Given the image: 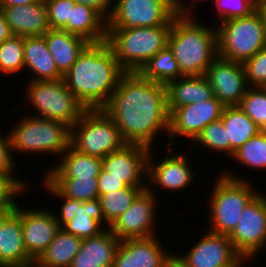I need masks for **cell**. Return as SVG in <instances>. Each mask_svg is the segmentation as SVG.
I'll return each mask as SVG.
<instances>
[{
	"label": "cell",
	"instance_id": "obj_11",
	"mask_svg": "<svg viewBox=\"0 0 266 267\" xmlns=\"http://www.w3.org/2000/svg\"><path fill=\"white\" fill-rule=\"evenodd\" d=\"M167 147L166 152L168 151V154L162 156V160L154 158L155 150L152 149H150L147 159V189L157 196L158 187L164 189L165 193L167 191L173 195L188 189L190 185L196 183L195 180L198 178L196 177L197 173L194 172L196 169L194 170L193 164H191L193 163L191 159H194L186 155L187 153H176L178 146Z\"/></svg>",
	"mask_w": 266,
	"mask_h": 267
},
{
	"label": "cell",
	"instance_id": "obj_29",
	"mask_svg": "<svg viewBox=\"0 0 266 267\" xmlns=\"http://www.w3.org/2000/svg\"><path fill=\"white\" fill-rule=\"evenodd\" d=\"M221 120L227 140L230 141V158L245 142L261 131L239 106H226Z\"/></svg>",
	"mask_w": 266,
	"mask_h": 267
},
{
	"label": "cell",
	"instance_id": "obj_32",
	"mask_svg": "<svg viewBox=\"0 0 266 267\" xmlns=\"http://www.w3.org/2000/svg\"><path fill=\"white\" fill-rule=\"evenodd\" d=\"M147 187H129L119 189L99 196L105 221L111 225L116 218L123 214L135 198Z\"/></svg>",
	"mask_w": 266,
	"mask_h": 267
},
{
	"label": "cell",
	"instance_id": "obj_40",
	"mask_svg": "<svg viewBox=\"0 0 266 267\" xmlns=\"http://www.w3.org/2000/svg\"><path fill=\"white\" fill-rule=\"evenodd\" d=\"M15 158L16 157H13L9 134L3 135V133L0 132V173L10 174L28 192L31 183H27V177L25 179H20L19 176L17 177V174H15L18 169Z\"/></svg>",
	"mask_w": 266,
	"mask_h": 267
},
{
	"label": "cell",
	"instance_id": "obj_17",
	"mask_svg": "<svg viewBox=\"0 0 266 267\" xmlns=\"http://www.w3.org/2000/svg\"><path fill=\"white\" fill-rule=\"evenodd\" d=\"M15 208L21 213L23 241L27 255L36 261L54 240L61 227L53 208L37 209L29 206L24 208L19 202Z\"/></svg>",
	"mask_w": 266,
	"mask_h": 267
},
{
	"label": "cell",
	"instance_id": "obj_18",
	"mask_svg": "<svg viewBox=\"0 0 266 267\" xmlns=\"http://www.w3.org/2000/svg\"><path fill=\"white\" fill-rule=\"evenodd\" d=\"M213 95L226 106H239L250 86L243 64L217 56L206 73Z\"/></svg>",
	"mask_w": 266,
	"mask_h": 267
},
{
	"label": "cell",
	"instance_id": "obj_16",
	"mask_svg": "<svg viewBox=\"0 0 266 267\" xmlns=\"http://www.w3.org/2000/svg\"><path fill=\"white\" fill-rule=\"evenodd\" d=\"M157 197L148 189L143 190L130 207L109 226V230L119 240L158 236L155 231L159 216L156 214L159 208Z\"/></svg>",
	"mask_w": 266,
	"mask_h": 267
},
{
	"label": "cell",
	"instance_id": "obj_46",
	"mask_svg": "<svg viewBox=\"0 0 266 267\" xmlns=\"http://www.w3.org/2000/svg\"><path fill=\"white\" fill-rule=\"evenodd\" d=\"M9 25L7 24L2 10L0 9V44L6 39H9L13 36Z\"/></svg>",
	"mask_w": 266,
	"mask_h": 267
},
{
	"label": "cell",
	"instance_id": "obj_39",
	"mask_svg": "<svg viewBox=\"0 0 266 267\" xmlns=\"http://www.w3.org/2000/svg\"><path fill=\"white\" fill-rule=\"evenodd\" d=\"M245 77L250 87H266V47L243 63Z\"/></svg>",
	"mask_w": 266,
	"mask_h": 267
},
{
	"label": "cell",
	"instance_id": "obj_35",
	"mask_svg": "<svg viewBox=\"0 0 266 267\" xmlns=\"http://www.w3.org/2000/svg\"><path fill=\"white\" fill-rule=\"evenodd\" d=\"M20 71H25L24 37L13 35L0 44V73L15 76Z\"/></svg>",
	"mask_w": 266,
	"mask_h": 267
},
{
	"label": "cell",
	"instance_id": "obj_13",
	"mask_svg": "<svg viewBox=\"0 0 266 267\" xmlns=\"http://www.w3.org/2000/svg\"><path fill=\"white\" fill-rule=\"evenodd\" d=\"M174 16L172 0H114L107 28L159 27Z\"/></svg>",
	"mask_w": 266,
	"mask_h": 267
},
{
	"label": "cell",
	"instance_id": "obj_37",
	"mask_svg": "<svg viewBox=\"0 0 266 267\" xmlns=\"http://www.w3.org/2000/svg\"><path fill=\"white\" fill-rule=\"evenodd\" d=\"M239 107L258 126L266 130V89L250 87L241 100Z\"/></svg>",
	"mask_w": 266,
	"mask_h": 267
},
{
	"label": "cell",
	"instance_id": "obj_1",
	"mask_svg": "<svg viewBox=\"0 0 266 267\" xmlns=\"http://www.w3.org/2000/svg\"><path fill=\"white\" fill-rule=\"evenodd\" d=\"M102 110L115 122L125 143L153 149L159 133L168 135L166 86L139 73L126 72Z\"/></svg>",
	"mask_w": 266,
	"mask_h": 267
},
{
	"label": "cell",
	"instance_id": "obj_6",
	"mask_svg": "<svg viewBox=\"0 0 266 267\" xmlns=\"http://www.w3.org/2000/svg\"><path fill=\"white\" fill-rule=\"evenodd\" d=\"M19 118L8 132L13 156L17 152L20 155L36 154L35 157L37 154L53 157L56 155L57 159H54L58 161V158L71 146V127L64 122L25 113Z\"/></svg>",
	"mask_w": 266,
	"mask_h": 267
},
{
	"label": "cell",
	"instance_id": "obj_20",
	"mask_svg": "<svg viewBox=\"0 0 266 267\" xmlns=\"http://www.w3.org/2000/svg\"><path fill=\"white\" fill-rule=\"evenodd\" d=\"M161 241L160 236L121 240L112 267H164L173 251Z\"/></svg>",
	"mask_w": 266,
	"mask_h": 267
},
{
	"label": "cell",
	"instance_id": "obj_30",
	"mask_svg": "<svg viewBox=\"0 0 266 267\" xmlns=\"http://www.w3.org/2000/svg\"><path fill=\"white\" fill-rule=\"evenodd\" d=\"M81 243L82 239L60 228L54 240L35 262L41 267H70Z\"/></svg>",
	"mask_w": 266,
	"mask_h": 267
},
{
	"label": "cell",
	"instance_id": "obj_22",
	"mask_svg": "<svg viewBox=\"0 0 266 267\" xmlns=\"http://www.w3.org/2000/svg\"><path fill=\"white\" fill-rule=\"evenodd\" d=\"M119 240L109 228L97 236L83 239L70 267H112Z\"/></svg>",
	"mask_w": 266,
	"mask_h": 267
},
{
	"label": "cell",
	"instance_id": "obj_51",
	"mask_svg": "<svg viewBox=\"0 0 266 267\" xmlns=\"http://www.w3.org/2000/svg\"><path fill=\"white\" fill-rule=\"evenodd\" d=\"M20 267H41L39 266L35 261L30 263V264H27V265H23V266H20Z\"/></svg>",
	"mask_w": 266,
	"mask_h": 267
},
{
	"label": "cell",
	"instance_id": "obj_25",
	"mask_svg": "<svg viewBox=\"0 0 266 267\" xmlns=\"http://www.w3.org/2000/svg\"><path fill=\"white\" fill-rule=\"evenodd\" d=\"M62 30L78 35L89 43H101L107 38V19L92 6L75 3Z\"/></svg>",
	"mask_w": 266,
	"mask_h": 267
},
{
	"label": "cell",
	"instance_id": "obj_9",
	"mask_svg": "<svg viewBox=\"0 0 266 267\" xmlns=\"http://www.w3.org/2000/svg\"><path fill=\"white\" fill-rule=\"evenodd\" d=\"M123 141L115 122L102 110H87L71 127V146L79 153L103 159Z\"/></svg>",
	"mask_w": 266,
	"mask_h": 267
},
{
	"label": "cell",
	"instance_id": "obj_3",
	"mask_svg": "<svg viewBox=\"0 0 266 267\" xmlns=\"http://www.w3.org/2000/svg\"><path fill=\"white\" fill-rule=\"evenodd\" d=\"M197 16H174L168 46L182 76L205 75L218 56L217 27L197 20ZM209 26V27H208Z\"/></svg>",
	"mask_w": 266,
	"mask_h": 267
},
{
	"label": "cell",
	"instance_id": "obj_38",
	"mask_svg": "<svg viewBox=\"0 0 266 267\" xmlns=\"http://www.w3.org/2000/svg\"><path fill=\"white\" fill-rule=\"evenodd\" d=\"M259 0H214L211 1L214 7L217 9L215 12L218 20L217 22H223L233 18L249 16L256 10V6Z\"/></svg>",
	"mask_w": 266,
	"mask_h": 267
},
{
	"label": "cell",
	"instance_id": "obj_28",
	"mask_svg": "<svg viewBox=\"0 0 266 267\" xmlns=\"http://www.w3.org/2000/svg\"><path fill=\"white\" fill-rule=\"evenodd\" d=\"M44 38L58 70L65 75L89 44L84 38L61 29H49Z\"/></svg>",
	"mask_w": 266,
	"mask_h": 267
},
{
	"label": "cell",
	"instance_id": "obj_45",
	"mask_svg": "<svg viewBox=\"0 0 266 267\" xmlns=\"http://www.w3.org/2000/svg\"><path fill=\"white\" fill-rule=\"evenodd\" d=\"M76 3L92 6L98 10L106 19L109 18L113 6L114 0H74Z\"/></svg>",
	"mask_w": 266,
	"mask_h": 267
},
{
	"label": "cell",
	"instance_id": "obj_24",
	"mask_svg": "<svg viewBox=\"0 0 266 267\" xmlns=\"http://www.w3.org/2000/svg\"><path fill=\"white\" fill-rule=\"evenodd\" d=\"M32 262L24 246L21 213L15 208L0 230V267H20Z\"/></svg>",
	"mask_w": 266,
	"mask_h": 267
},
{
	"label": "cell",
	"instance_id": "obj_23",
	"mask_svg": "<svg viewBox=\"0 0 266 267\" xmlns=\"http://www.w3.org/2000/svg\"><path fill=\"white\" fill-rule=\"evenodd\" d=\"M24 66L25 71L31 73L27 81H57L64 78L48 50L44 35L24 37Z\"/></svg>",
	"mask_w": 266,
	"mask_h": 267
},
{
	"label": "cell",
	"instance_id": "obj_34",
	"mask_svg": "<svg viewBox=\"0 0 266 267\" xmlns=\"http://www.w3.org/2000/svg\"><path fill=\"white\" fill-rule=\"evenodd\" d=\"M65 197L87 201L99 197L98 178H47Z\"/></svg>",
	"mask_w": 266,
	"mask_h": 267
},
{
	"label": "cell",
	"instance_id": "obj_41",
	"mask_svg": "<svg viewBox=\"0 0 266 267\" xmlns=\"http://www.w3.org/2000/svg\"><path fill=\"white\" fill-rule=\"evenodd\" d=\"M49 29H63L68 22L74 0H45Z\"/></svg>",
	"mask_w": 266,
	"mask_h": 267
},
{
	"label": "cell",
	"instance_id": "obj_47",
	"mask_svg": "<svg viewBox=\"0 0 266 267\" xmlns=\"http://www.w3.org/2000/svg\"><path fill=\"white\" fill-rule=\"evenodd\" d=\"M164 267H188L182 259H180L177 255L176 252L172 253L168 259L166 260L165 266Z\"/></svg>",
	"mask_w": 266,
	"mask_h": 267
},
{
	"label": "cell",
	"instance_id": "obj_10",
	"mask_svg": "<svg viewBox=\"0 0 266 267\" xmlns=\"http://www.w3.org/2000/svg\"><path fill=\"white\" fill-rule=\"evenodd\" d=\"M39 181L42 190H46L50 197L61 201L60 209L54 210V215L59 226L67 233L73 234L80 239L97 236L109 224L105 221L102 213L99 197L87 201H78L65 197L45 176ZM56 212V213H55Z\"/></svg>",
	"mask_w": 266,
	"mask_h": 267
},
{
	"label": "cell",
	"instance_id": "obj_48",
	"mask_svg": "<svg viewBox=\"0 0 266 267\" xmlns=\"http://www.w3.org/2000/svg\"><path fill=\"white\" fill-rule=\"evenodd\" d=\"M45 0H0V6H17L39 3Z\"/></svg>",
	"mask_w": 266,
	"mask_h": 267
},
{
	"label": "cell",
	"instance_id": "obj_14",
	"mask_svg": "<svg viewBox=\"0 0 266 267\" xmlns=\"http://www.w3.org/2000/svg\"><path fill=\"white\" fill-rule=\"evenodd\" d=\"M225 106L213 96L211 99L173 109L169 115L168 146L177 147L175 138H186L191 144L210 123L221 119ZM177 136V137H176Z\"/></svg>",
	"mask_w": 266,
	"mask_h": 267
},
{
	"label": "cell",
	"instance_id": "obj_8",
	"mask_svg": "<svg viewBox=\"0 0 266 267\" xmlns=\"http://www.w3.org/2000/svg\"><path fill=\"white\" fill-rule=\"evenodd\" d=\"M217 27L218 56L243 63L266 47L263 22L257 10L249 16L219 22Z\"/></svg>",
	"mask_w": 266,
	"mask_h": 267
},
{
	"label": "cell",
	"instance_id": "obj_33",
	"mask_svg": "<svg viewBox=\"0 0 266 267\" xmlns=\"http://www.w3.org/2000/svg\"><path fill=\"white\" fill-rule=\"evenodd\" d=\"M233 163L243 165L249 169L266 170V130H261L245 142L230 158Z\"/></svg>",
	"mask_w": 266,
	"mask_h": 267
},
{
	"label": "cell",
	"instance_id": "obj_7",
	"mask_svg": "<svg viewBox=\"0 0 266 267\" xmlns=\"http://www.w3.org/2000/svg\"><path fill=\"white\" fill-rule=\"evenodd\" d=\"M26 84L23 85V95L26 94L24 99L28 111L23 113L27 115L61 121L72 127L87 111L69 91L64 80L27 81Z\"/></svg>",
	"mask_w": 266,
	"mask_h": 267
},
{
	"label": "cell",
	"instance_id": "obj_12",
	"mask_svg": "<svg viewBox=\"0 0 266 267\" xmlns=\"http://www.w3.org/2000/svg\"><path fill=\"white\" fill-rule=\"evenodd\" d=\"M229 239L247 263L257 260L260 253V257L263 255V250L266 251V193L259 191L247 203Z\"/></svg>",
	"mask_w": 266,
	"mask_h": 267
},
{
	"label": "cell",
	"instance_id": "obj_4",
	"mask_svg": "<svg viewBox=\"0 0 266 267\" xmlns=\"http://www.w3.org/2000/svg\"><path fill=\"white\" fill-rule=\"evenodd\" d=\"M208 194V231L230 235L236 228L247 203L259 192L252 180L235 174L232 170L219 171ZM245 179H244V178Z\"/></svg>",
	"mask_w": 266,
	"mask_h": 267
},
{
	"label": "cell",
	"instance_id": "obj_44",
	"mask_svg": "<svg viewBox=\"0 0 266 267\" xmlns=\"http://www.w3.org/2000/svg\"><path fill=\"white\" fill-rule=\"evenodd\" d=\"M189 1L184 2L183 0H172L174 15L175 16H196L195 15L196 13L194 12H198V10L193 11L196 9L195 6L197 5L198 7V4L202 2L204 3L206 1L208 2V0H189Z\"/></svg>",
	"mask_w": 266,
	"mask_h": 267
},
{
	"label": "cell",
	"instance_id": "obj_26",
	"mask_svg": "<svg viewBox=\"0 0 266 267\" xmlns=\"http://www.w3.org/2000/svg\"><path fill=\"white\" fill-rule=\"evenodd\" d=\"M169 113L178 107L211 99L212 87L205 75L183 76L166 85Z\"/></svg>",
	"mask_w": 266,
	"mask_h": 267
},
{
	"label": "cell",
	"instance_id": "obj_36",
	"mask_svg": "<svg viewBox=\"0 0 266 267\" xmlns=\"http://www.w3.org/2000/svg\"><path fill=\"white\" fill-rule=\"evenodd\" d=\"M196 145L200 148L202 147V149L205 148L207 152L209 150V152H219L217 155L225 154L230 159V141L227 140L225 127L221 119L208 124L201 131L196 139L189 145L191 146V151H194L192 147L194 146L195 148Z\"/></svg>",
	"mask_w": 266,
	"mask_h": 267
},
{
	"label": "cell",
	"instance_id": "obj_27",
	"mask_svg": "<svg viewBox=\"0 0 266 267\" xmlns=\"http://www.w3.org/2000/svg\"><path fill=\"white\" fill-rule=\"evenodd\" d=\"M53 167L43 173L46 178H90L98 177L102 169V159L79 153L70 146Z\"/></svg>",
	"mask_w": 266,
	"mask_h": 267
},
{
	"label": "cell",
	"instance_id": "obj_19",
	"mask_svg": "<svg viewBox=\"0 0 266 267\" xmlns=\"http://www.w3.org/2000/svg\"><path fill=\"white\" fill-rule=\"evenodd\" d=\"M149 152L146 146L126 143L102 159V168L129 187H147Z\"/></svg>",
	"mask_w": 266,
	"mask_h": 267
},
{
	"label": "cell",
	"instance_id": "obj_15",
	"mask_svg": "<svg viewBox=\"0 0 266 267\" xmlns=\"http://www.w3.org/2000/svg\"><path fill=\"white\" fill-rule=\"evenodd\" d=\"M204 232L187 253H176L188 267H246L248 263L235 250L228 235Z\"/></svg>",
	"mask_w": 266,
	"mask_h": 267
},
{
	"label": "cell",
	"instance_id": "obj_21",
	"mask_svg": "<svg viewBox=\"0 0 266 267\" xmlns=\"http://www.w3.org/2000/svg\"><path fill=\"white\" fill-rule=\"evenodd\" d=\"M14 35L40 36L49 30L45 1L17 6H0Z\"/></svg>",
	"mask_w": 266,
	"mask_h": 267
},
{
	"label": "cell",
	"instance_id": "obj_49",
	"mask_svg": "<svg viewBox=\"0 0 266 267\" xmlns=\"http://www.w3.org/2000/svg\"><path fill=\"white\" fill-rule=\"evenodd\" d=\"M15 212V208H7L0 210V230L3 228L4 222Z\"/></svg>",
	"mask_w": 266,
	"mask_h": 267
},
{
	"label": "cell",
	"instance_id": "obj_43",
	"mask_svg": "<svg viewBox=\"0 0 266 267\" xmlns=\"http://www.w3.org/2000/svg\"><path fill=\"white\" fill-rule=\"evenodd\" d=\"M97 178L99 196L101 194L109 193L119 189H124L127 187V185L122 180L109 176V173L103 168L101 169Z\"/></svg>",
	"mask_w": 266,
	"mask_h": 267
},
{
	"label": "cell",
	"instance_id": "obj_42",
	"mask_svg": "<svg viewBox=\"0 0 266 267\" xmlns=\"http://www.w3.org/2000/svg\"><path fill=\"white\" fill-rule=\"evenodd\" d=\"M27 191L7 173H0V210L15 208L21 194L26 196Z\"/></svg>",
	"mask_w": 266,
	"mask_h": 267
},
{
	"label": "cell",
	"instance_id": "obj_5",
	"mask_svg": "<svg viewBox=\"0 0 266 267\" xmlns=\"http://www.w3.org/2000/svg\"><path fill=\"white\" fill-rule=\"evenodd\" d=\"M173 18L159 27L107 28L106 42L125 72L138 73L168 45Z\"/></svg>",
	"mask_w": 266,
	"mask_h": 267
},
{
	"label": "cell",
	"instance_id": "obj_50",
	"mask_svg": "<svg viewBox=\"0 0 266 267\" xmlns=\"http://www.w3.org/2000/svg\"><path fill=\"white\" fill-rule=\"evenodd\" d=\"M256 10L261 16L264 30H265V37H266V5H257Z\"/></svg>",
	"mask_w": 266,
	"mask_h": 267
},
{
	"label": "cell",
	"instance_id": "obj_2",
	"mask_svg": "<svg viewBox=\"0 0 266 267\" xmlns=\"http://www.w3.org/2000/svg\"><path fill=\"white\" fill-rule=\"evenodd\" d=\"M126 72L106 41L89 43L64 75L69 91L87 108L103 109Z\"/></svg>",
	"mask_w": 266,
	"mask_h": 267
},
{
	"label": "cell",
	"instance_id": "obj_52",
	"mask_svg": "<svg viewBox=\"0 0 266 267\" xmlns=\"http://www.w3.org/2000/svg\"><path fill=\"white\" fill-rule=\"evenodd\" d=\"M257 5H266V0H259Z\"/></svg>",
	"mask_w": 266,
	"mask_h": 267
},
{
	"label": "cell",
	"instance_id": "obj_31",
	"mask_svg": "<svg viewBox=\"0 0 266 267\" xmlns=\"http://www.w3.org/2000/svg\"><path fill=\"white\" fill-rule=\"evenodd\" d=\"M138 73L146 80L164 85L183 77L173 51L168 45L157 52Z\"/></svg>",
	"mask_w": 266,
	"mask_h": 267
}]
</instances>
